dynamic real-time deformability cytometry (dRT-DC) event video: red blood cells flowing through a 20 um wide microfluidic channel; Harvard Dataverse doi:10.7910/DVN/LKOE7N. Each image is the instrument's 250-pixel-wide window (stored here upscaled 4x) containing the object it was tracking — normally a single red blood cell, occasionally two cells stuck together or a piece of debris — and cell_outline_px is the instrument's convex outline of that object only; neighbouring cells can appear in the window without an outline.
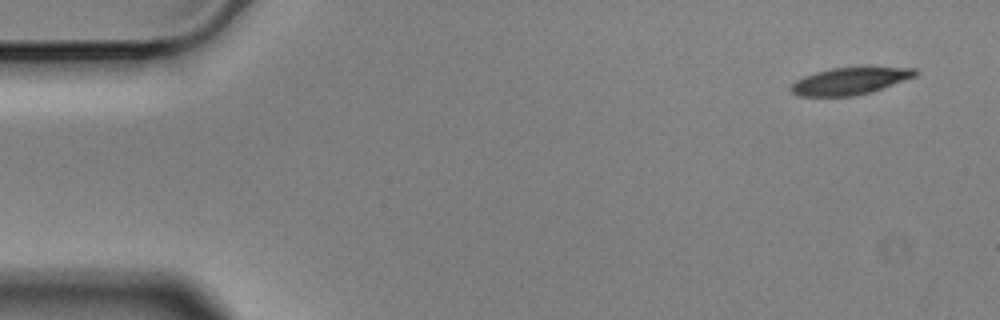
{"species": "Egyptian fruit bat (a non-hibernating species)", "species_latin": "Rousettus aegyptiacus", "temperature_condition": "cold", "stored_images_in_passage": 5, "camera_frame_rate_fps": 3000, "um_per_image_px": 0.085, "animal": {"sex": "male"}, "frame": {"image": 1, "passage_image": 1, "time_ms": 0.0, "image_size_px": [1000, 320], "cell_outline_px": [[920, 72], [916, 76], [872, 92], [852, 96], [796, 96], [788, 88], [796, 80], [804, 76], [816, 72], [832, 68], [916, 68]], "centroid_in_image_um": [72.22, 6.9], "position_along_channel_um": 12.8, "area_um2": 19.42}}
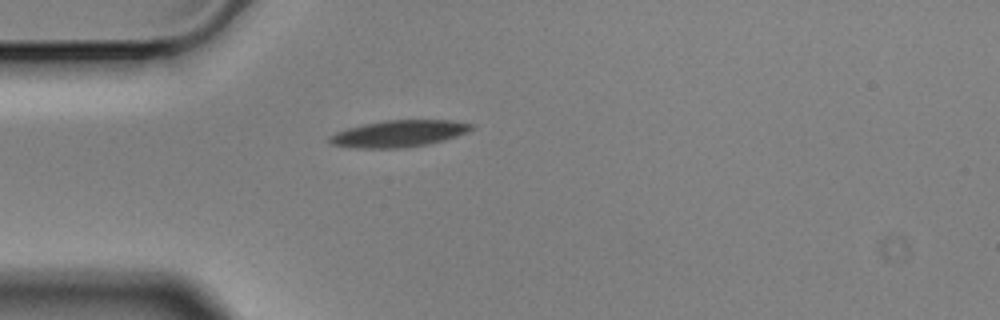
{"frame": {"image": 2, "passage_image": 4, "time_ms": 1.0, "image_size_px": [1000, 320], "cell_outline_px": [[476, 128], [468, 132], [444, 140], [404, 148], [356, 148], [332, 144], [328, 140], [328, 136], [336, 132], [348, 128], [364, 124], [384, 120], [452, 120], [476, 124]], "centroid_in_image_um": [33.94, 11.34], "position_along_channel_um": 51.1, "area_um2": 22.14}}